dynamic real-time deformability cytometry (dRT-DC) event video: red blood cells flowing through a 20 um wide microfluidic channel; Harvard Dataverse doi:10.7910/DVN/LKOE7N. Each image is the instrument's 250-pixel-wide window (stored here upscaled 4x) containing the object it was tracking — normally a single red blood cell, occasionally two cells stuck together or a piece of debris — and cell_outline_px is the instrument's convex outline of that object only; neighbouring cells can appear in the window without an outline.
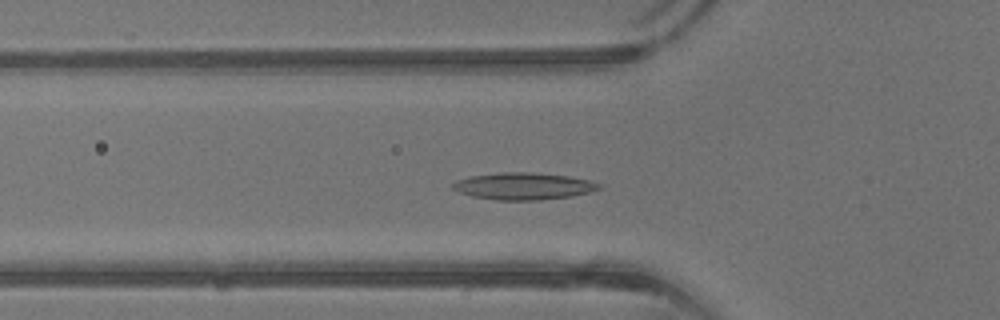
{"species": "common noctule bat (a hibernating species)", "species_latin": "Nyctalus noctula", "temperature_condition": "warm", "stored_images_in_passage": 36, "camera_frame_rate_fps": 3000, "um_per_image_px": 0.085, "animal": {"sex": "male", "body_mass_g": 13.3}, "frame": {"image": 1, "passage_image": 9, "time_ms": 2.667, "image_size_px": [1000, 320], "cell_outline_px": [[600, 188], [592, 192], [572, 196], [540, 200], [496, 200], [472, 196], [460, 192], [452, 188], [452, 184], [456, 180], [472, 176], [500, 172], [532, 172], [568, 176], [588, 180], [600, 184]], "centroid_in_image_um": [44.5, 15.82], "position_along_channel_um": 81.3, "area_um2": 22.95}}
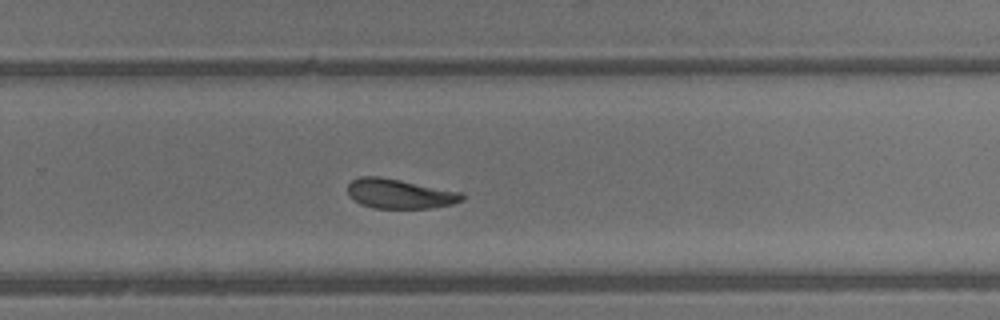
{"frame": {"image": 2, "passage_image": 22, "time_ms": 7.0, "image_size_px": [1000, 320], "cell_outline_px": [[464, 200], [452, 204], [432, 208], [372, 208], [360, 204], [352, 200], [348, 196], [348, 184], [352, 180], [360, 176], [380, 176], [460, 192], [464, 196]], "centroid_in_image_um": [33.92, 16.47], "position_along_channel_um": 295.9, "area_um2": 19.77}}
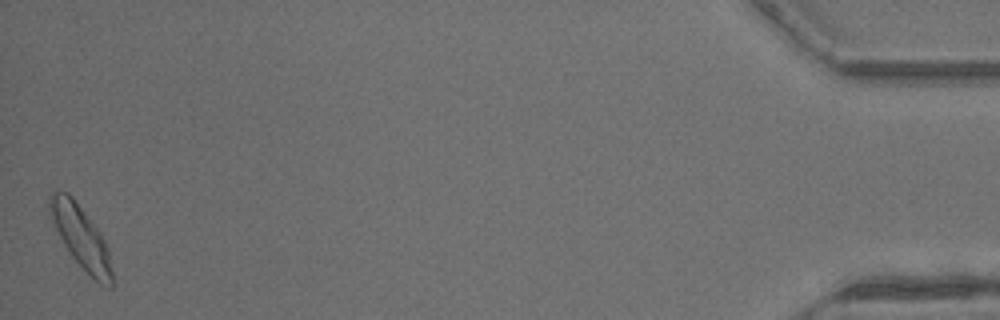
{"frame": {"image": 3, "passage_image": 36, "time_ms": 11.667, "image_size_px": [1000, 320], "cell_outline_px": [[112, 288], [108, 288], [100, 284], [72, 256], [64, 244], [48, 212], [48, 196], [56, 188], [60, 188], [68, 192], [72, 196], [100, 232], [108, 248], [112, 272]], "centroid_in_image_um": [6.85, 20.07], "position_along_channel_um": 428.4, "area_um2": 22.48}, "authors_computed_cell_mechanics": {"area_um2": 20.8369, "velocity_mm_per_s": 4.9451, "shape_relaxation_time_tau1_ms": null, "shape_relaxation_time_tau2_ms": 6.4531, "deformation_change_tau1": null, "deformation_change_tau2": 0.1601}}